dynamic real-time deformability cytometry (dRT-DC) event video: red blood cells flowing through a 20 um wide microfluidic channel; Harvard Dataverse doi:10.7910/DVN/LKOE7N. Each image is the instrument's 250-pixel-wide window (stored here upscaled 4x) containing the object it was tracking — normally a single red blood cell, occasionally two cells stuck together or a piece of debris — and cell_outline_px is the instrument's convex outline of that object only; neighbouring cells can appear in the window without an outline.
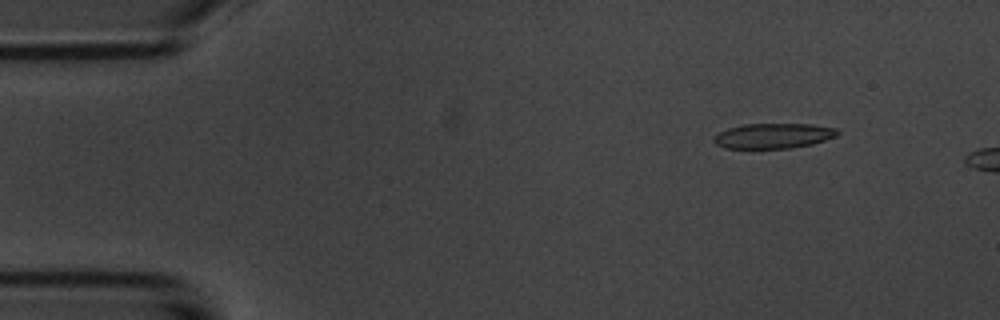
{"species": "common noctule bat (a hibernating species)", "species_latin": "Nyctalus noctula", "temperature_condition": "room temperature", "stored_images_in_passage": 3, "camera_frame_rate_fps": 3000, "um_per_image_px": 0.085, "animal": {"sex": "male", "body_mass_g": 20.1, "forearm_length_mm": 53.5}, "frame": {"image": 1, "passage_image": 1, "time_ms": 0.0, "image_size_px": [1000, 320], "cell_outline_px": [[840, 132], [836, 136], [812, 144], [788, 148], [724, 148], [716, 144], [712, 140], [720, 132], [728, 128], [744, 124], [812, 124], [836, 128]], "centroid_in_image_um": [65.74, 11.54], "position_along_channel_um": 19.3, "area_um2": 17.98}}